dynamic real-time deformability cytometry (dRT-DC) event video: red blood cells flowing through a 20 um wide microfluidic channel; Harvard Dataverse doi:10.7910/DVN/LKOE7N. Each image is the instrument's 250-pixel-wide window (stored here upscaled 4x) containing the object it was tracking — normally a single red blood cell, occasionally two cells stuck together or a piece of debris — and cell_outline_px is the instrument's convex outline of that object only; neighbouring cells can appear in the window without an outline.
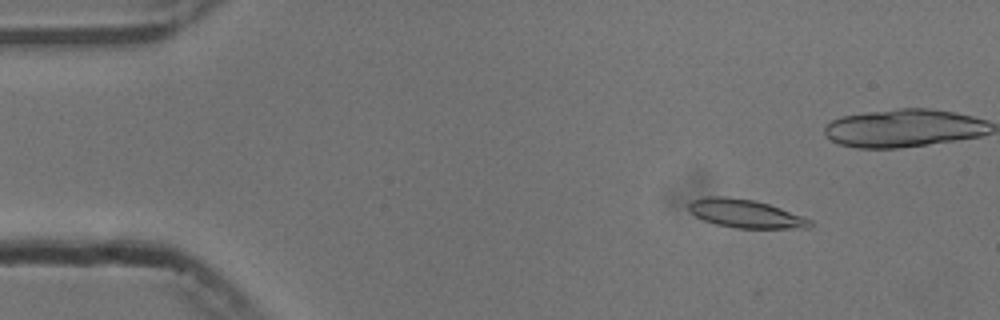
{"species": "common noctule bat (a hibernating species)", "species_latin": "Nyctalus noctula", "temperature_condition": "cold", "stored_images_in_passage": 54, "camera_frame_rate_fps": 3000, "um_per_image_px": 0.085, "animal": {"sex": "male", "body_mass_g": 13.3}, "frame": {"image": 1, "passage_image": 6, "time_ms": 1.667, "image_size_px": [1000, 320], "cell_outline_px": [[812, 224], [808, 228], [736, 228], [716, 224], [704, 220], [696, 216], [688, 208], [688, 204], [692, 200], [704, 196], [724, 196], [756, 200], [804, 216], [812, 220]], "centroid_in_image_um": [63.37, 18.15], "position_along_channel_um": 21.6, "area_um2": 20.06}}
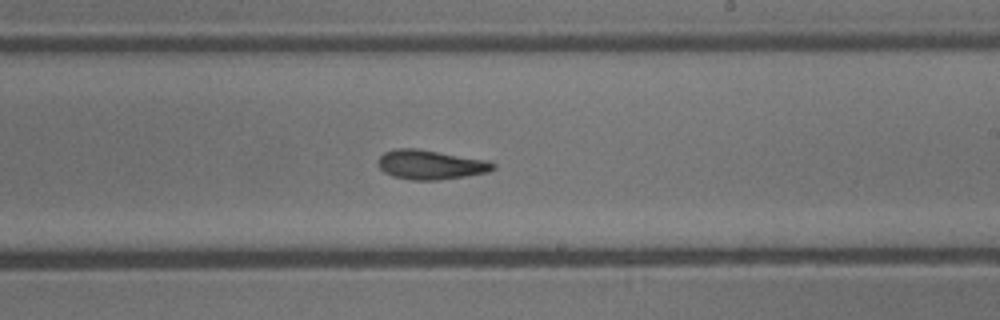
{"frame": {"image": 2, "passage_image": 31, "time_ms": 10.0, "image_size_px": [1000, 320], "cell_outline_px": [[496, 168], [488, 172], [440, 180], [412, 180], [392, 176], [384, 172], [380, 168], [376, 160], [384, 152], [396, 148], [416, 148], [488, 160], [496, 164]], "centroid_in_image_um": [36.59, 13.99], "position_along_channel_um": 252.4, "area_um2": 19.83}}
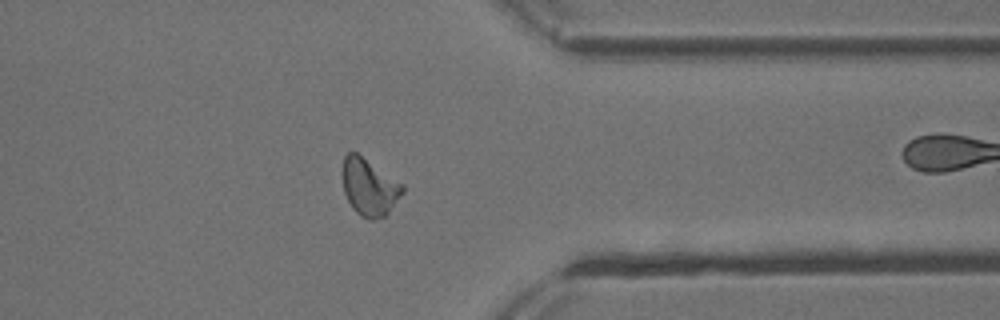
{"frame": {"image": 3, "passage_image": 42, "time_ms": 13.667, "image_size_px": [1000, 320], "cell_outline_px": [[404, 192], [388, 212], [384, 216], [372, 220], [360, 216], [352, 208], [344, 192], [340, 172], [344, 156], [348, 152], [356, 152], [404, 184]], "centroid_in_image_um": [31.35, 15.88], "position_along_channel_um": 380.0, "area_um2": 20.17}, "authors_computed_cell_mechanics": {"area_um2": 19.7676, "velocity_mm_per_s": 3.7488, "shape_relaxation_time_tau1_ms": 6.3864, "shape_relaxation_time_tau2_ms": 3.4736, "deformation_change_tau1": 0.1816, "deformation_change_tau2": 0.1072}}